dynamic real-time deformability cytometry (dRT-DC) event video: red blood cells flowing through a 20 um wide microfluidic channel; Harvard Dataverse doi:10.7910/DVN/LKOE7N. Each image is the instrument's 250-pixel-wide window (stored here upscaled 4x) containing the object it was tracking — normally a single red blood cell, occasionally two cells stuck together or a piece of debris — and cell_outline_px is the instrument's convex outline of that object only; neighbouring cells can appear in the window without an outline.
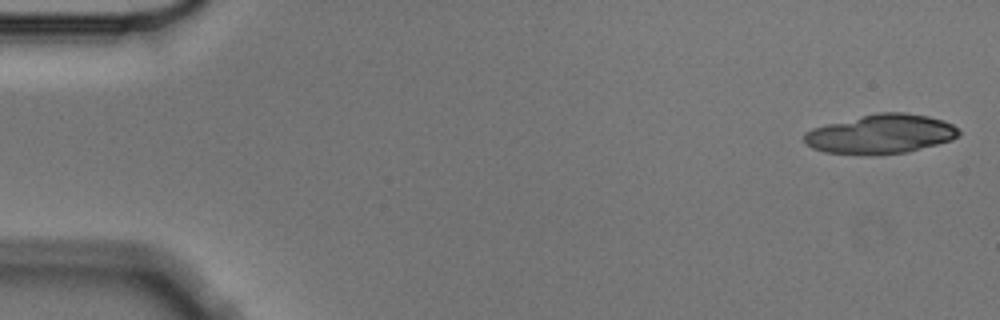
{"species": "Egyptian fruit bat (a non-hibernating species)", "species_latin": "Rousettus aegyptiacus", "temperature_condition": "cold", "stored_images_in_passage": 6, "segment_of_instrument_passage": [1, 2], "camera_frame_rate_fps": 3000, "um_per_image_px": 0.085, "animal": {"sex": "male"}, "frame": {"image": 1, "passage_image": 1, "time_ms": 0.0, "image_size_px": [1000, 320], "cell_outline_px": [[960, 136], [952, 140], [908, 152], [824, 152], [812, 148], [804, 140], [804, 132], [812, 128], [876, 112], [904, 112], [928, 116], [944, 120], [952, 124], [960, 132]], "centroid_in_image_um": [74.92, 11.35], "position_along_channel_um": 10.1, "area_um2": 34.45}}